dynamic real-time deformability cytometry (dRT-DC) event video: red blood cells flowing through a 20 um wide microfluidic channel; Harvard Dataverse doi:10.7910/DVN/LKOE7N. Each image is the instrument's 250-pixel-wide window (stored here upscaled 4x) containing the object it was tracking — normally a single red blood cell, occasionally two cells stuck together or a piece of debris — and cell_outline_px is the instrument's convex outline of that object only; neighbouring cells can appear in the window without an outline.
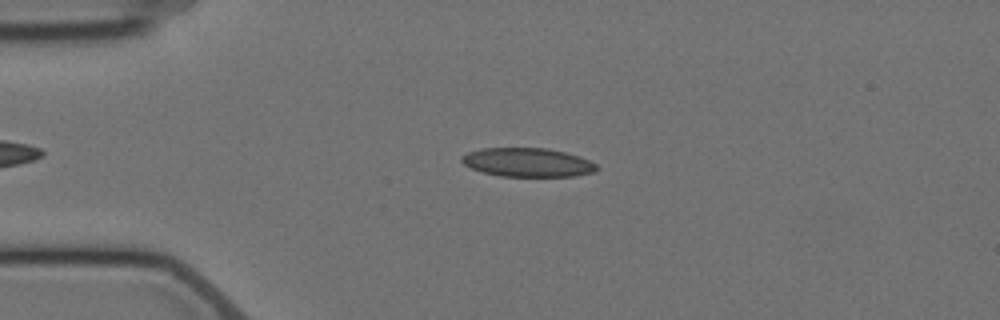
{"species": "Egyptian fruit bat (a non-hibernating species)", "species_latin": "Rousettus aegyptiacus", "temperature_condition": "cold", "stored_images_in_passage": 3, "camera_frame_rate_fps": 3000, "um_per_image_px": 0.085, "animal": {"sex": "female"}, "frame": {"image": 1, "passage_image": 2, "time_ms": 2.0, "image_size_px": [1000, 320], "cell_outline_px": [[600, 168], [596, 172], [576, 176], [500, 176], [484, 172], [472, 168], [464, 164], [460, 160], [460, 156], [468, 152], [484, 148], [548, 148], [580, 156], [596, 164]], "centroid_in_image_um": [44.88, 13.8], "position_along_channel_um": 40.1, "area_um2": 22.72}}